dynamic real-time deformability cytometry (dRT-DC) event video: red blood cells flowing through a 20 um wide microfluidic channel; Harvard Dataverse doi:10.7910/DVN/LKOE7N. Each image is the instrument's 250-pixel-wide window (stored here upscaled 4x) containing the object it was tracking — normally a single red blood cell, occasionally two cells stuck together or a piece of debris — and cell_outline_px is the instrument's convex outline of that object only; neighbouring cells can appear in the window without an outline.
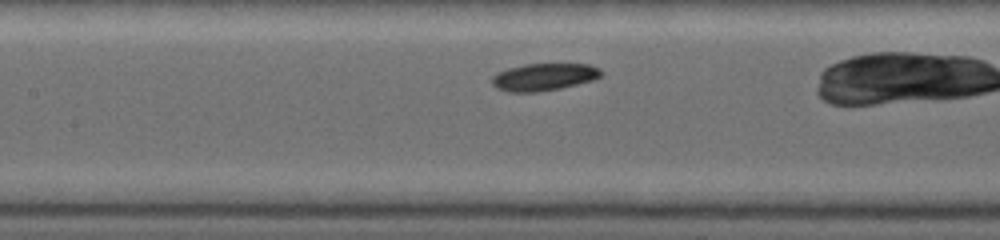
{"species": "common noctule bat (a hibernating species)", "species_latin": "Nyctalus noctula", "temperature_condition": "warm", "stored_images_in_passage": 22, "camera_frame_rate_fps": 5000, "um_per_image_px": 0.085, "animal": {"sex": "female", "body_mass_g": 19.0, "forearm_length_mm": 53.3}, "frame": {"image": 1, "passage_image": 7, "time_ms": 2.2, "image_size_px": [1000, 240], "cell_outline_px": [[604, 76], [592, 80], [560, 88], [536, 92], [508, 92], [496, 88], [492, 84], [492, 76], [496, 72], [508, 68], [524, 64], [588, 64], [600, 68], [604, 72]], "centroid_in_image_um": [46.23, 6.54], "position_along_channel_um": 161.2, "area_um2": 17.51}}
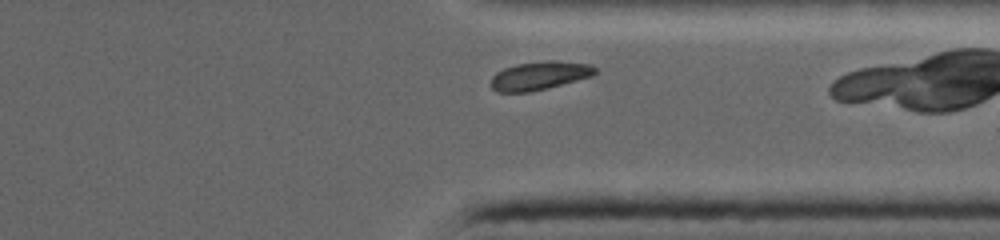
{"frame": {"image": 2, "passage_image": 19, "time_ms": 6.4, "image_size_px": [1000, 240], "cell_outline_px": [[596, 72], [592, 76], [528, 92], [496, 92], [492, 88], [492, 76], [496, 72], [504, 68], [516, 64], [556, 60], [588, 64], [596, 68]], "centroid_in_image_um": [45.83, 6.42], "position_along_channel_um": 365.6, "area_um2": 16.88}}